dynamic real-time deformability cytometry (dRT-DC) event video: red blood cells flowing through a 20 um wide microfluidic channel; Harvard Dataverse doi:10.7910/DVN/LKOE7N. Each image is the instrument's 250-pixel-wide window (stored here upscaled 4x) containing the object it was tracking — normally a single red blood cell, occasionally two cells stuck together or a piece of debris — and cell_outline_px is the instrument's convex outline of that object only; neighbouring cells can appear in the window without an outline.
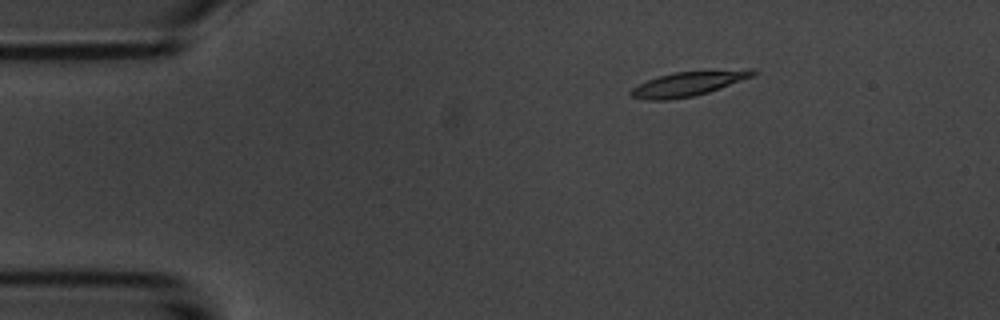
{"species": "common noctule bat (a hibernating species)", "species_latin": "Nyctalus noctula", "temperature_condition": "room temperature", "stored_images_in_passage": 6, "segment_of_instrument_passage": [1, 2], "camera_frame_rate_fps": 3000, "um_per_image_px": 0.085, "animal": {"sex": "male", "body_mass_g": 20.1, "forearm_length_mm": 53.5}, "frame": {"image": 1, "passage_image": 3, "time_ms": 2.333, "image_size_px": [1000, 320], "cell_outline_px": [[760, 72], [752, 76], [720, 88], [708, 92], [692, 96], [668, 100], [648, 100], [632, 96], [628, 92], [632, 88], [648, 80], [672, 72], [748, 68], [752, 68]], "centroid_in_image_um": [58.55, 7.09], "position_along_channel_um": 26.4, "area_um2": 17.46}}